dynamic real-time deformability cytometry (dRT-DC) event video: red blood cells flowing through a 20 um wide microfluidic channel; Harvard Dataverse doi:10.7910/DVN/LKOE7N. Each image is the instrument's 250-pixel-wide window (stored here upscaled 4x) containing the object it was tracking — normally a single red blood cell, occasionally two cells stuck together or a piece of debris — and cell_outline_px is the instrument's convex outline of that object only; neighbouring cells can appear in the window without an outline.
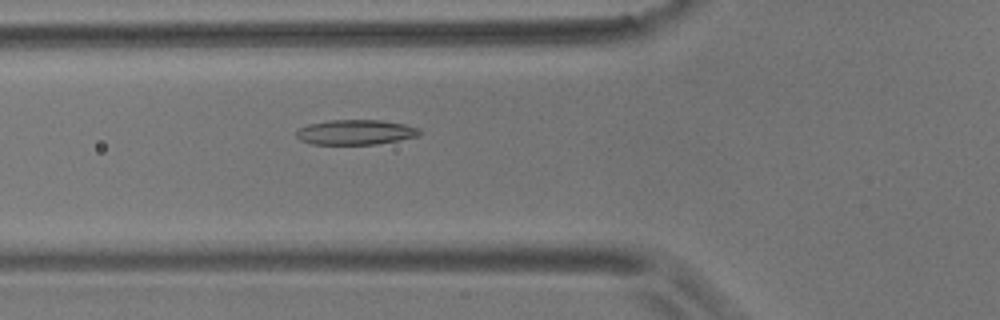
{"species": "common noctule bat (a hibernating species)", "species_latin": "Nyctalus noctula", "temperature_condition": "room temperature", "stored_images_in_passage": 52, "camera_frame_rate_fps": 3000, "um_per_image_px": 0.085, "animal": {"sex": "male", "body_mass_g": 17.9}, "frame": {"image": 1, "passage_image": 16, "time_ms": 5.0, "image_size_px": [1000, 320], "cell_outline_px": [[424, 132], [416, 136], [400, 140], [376, 144], [312, 144], [300, 140], [296, 136], [296, 132], [300, 128], [308, 124], [328, 120], [380, 120], [404, 124], [420, 128]], "centroid_in_image_um": [30.24, 11.23], "position_along_channel_um": 95.6, "area_um2": 17.98}}
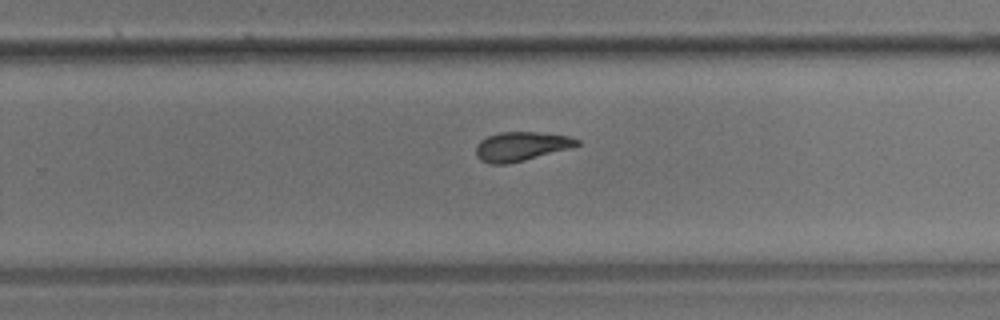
{"frame": {"image": 2, "passage_image": 32, "time_ms": 10.333, "image_size_px": [1000, 320], "cell_outline_px": [[580, 144], [568, 148], [524, 160], [508, 164], [492, 164], [480, 160], [476, 156], [476, 144], [480, 140], [488, 136], [500, 132], [536, 132], [568, 136], [580, 140]], "centroid_in_image_um": [44.24, 12.44], "position_along_channel_um": 285.6, "area_um2": 16.94}}
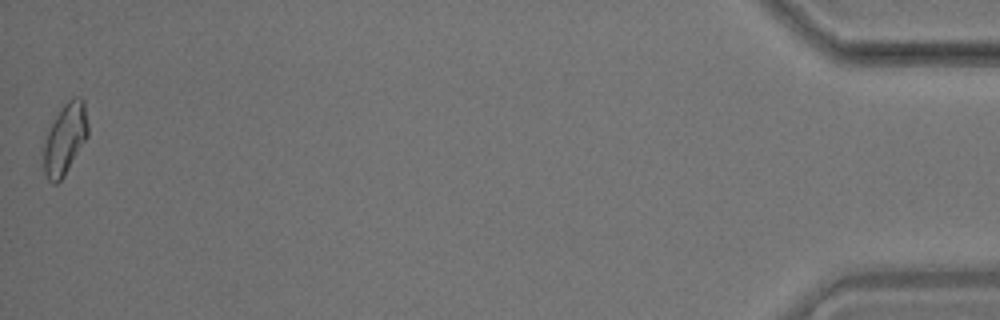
{"frame": {"image": 3, "passage_image": 52, "time_ms": 17.0, "image_size_px": [1000, 320], "cell_outline_px": [[88, 136], [64, 176], [56, 184], [52, 184], [48, 180], [44, 172], [44, 144], [48, 128], [64, 104], [72, 96], [80, 96], [84, 100], [88, 124]], "centroid_in_image_um": [5.54, 11.79], "position_along_channel_um": 429.7, "area_um2": 18.38}, "authors_computed_cell_mechanics": {"area_um2": 17.6579, "velocity_mm_per_s": 3.5607, "shape_relaxation_time_tau1_ms": 8.3338, "shape_relaxation_time_tau2_ms": 3.7282, "deformation_change_tau1": 0.1937, "deformation_change_tau2": 0.1077}}